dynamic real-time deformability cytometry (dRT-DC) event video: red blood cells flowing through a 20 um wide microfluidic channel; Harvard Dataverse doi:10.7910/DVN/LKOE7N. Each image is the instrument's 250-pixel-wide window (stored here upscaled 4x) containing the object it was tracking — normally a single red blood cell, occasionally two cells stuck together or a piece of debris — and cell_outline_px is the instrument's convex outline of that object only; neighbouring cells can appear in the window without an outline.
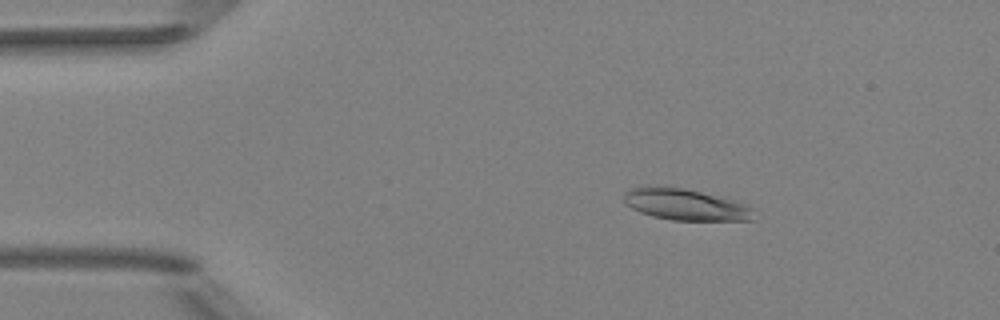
{"species": "Egyptian fruit bat (a non-hibernating species)", "species_latin": "Rousettus aegyptiacus", "temperature_condition": "room temperature", "stored_images_in_passage": 4, "camera_frame_rate_fps": 3000, "um_per_image_px": 0.085, "animal": {"sex": "female"}, "frame": {"image": 1, "passage_image": 2, "time_ms": 0.333, "image_size_px": [1000, 320], "cell_outline_px": [[752, 220], [672, 220], [652, 216], [640, 212], [624, 204], [624, 192], [628, 188], [684, 188], [748, 204], [752, 208]], "centroid_in_image_um": [58.25, 17.41], "position_along_channel_um": 26.7, "area_um2": 23.12}}